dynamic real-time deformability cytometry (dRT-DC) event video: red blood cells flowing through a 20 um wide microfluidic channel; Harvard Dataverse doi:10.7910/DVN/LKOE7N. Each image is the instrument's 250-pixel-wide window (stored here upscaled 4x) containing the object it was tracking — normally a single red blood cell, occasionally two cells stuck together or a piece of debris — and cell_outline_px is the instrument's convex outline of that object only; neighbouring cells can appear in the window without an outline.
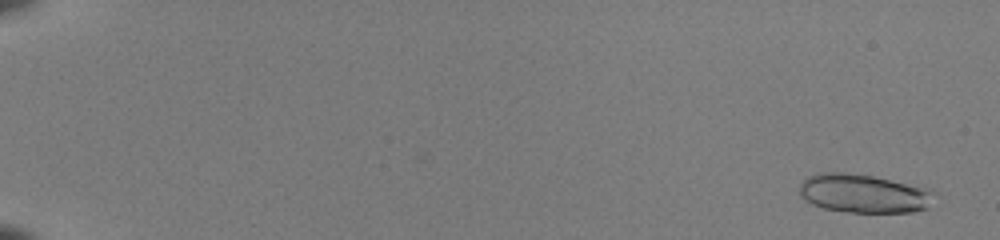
{"species": "common noctule bat (a hibernating species)", "species_latin": "Nyctalus noctula", "temperature_condition": "room temperature", "stored_images_in_passage": 20, "camera_frame_rate_fps": 3000, "um_per_image_px": 0.085, "animal": {"sex": "female", "body_mass_g": 22.0, "forearm_length_mm": 56.7}, "frame": {"image": 1, "passage_image": 3, "time_ms": 0.667, "image_size_px": [1000, 240], "cell_outline_px": [[928, 208], [912, 212], [848, 212], [824, 208], [812, 204], [804, 200], [800, 196], [800, 184], [808, 176], [820, 172], [844, 172], [872, 176], [928, 188]], "centroid_in_image_um": [73.29, 16.44], "position_along_channel_um": 11.7, "area_um2": 29.82}}
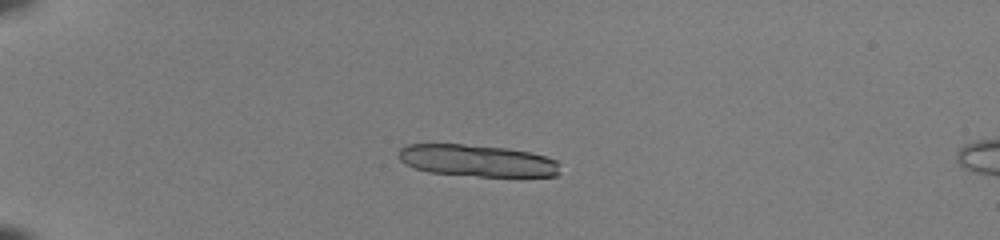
{"frame": {"image": 2, "passage_image": 16, "time_ms": 5.0, "image_size_px": [1000, 240], "cell_outline_px": [[560, 172], [556, 176], [476, 176], [428, 172], [404, 164], [396, 156], [400, 148], [404, 144], [464, 144], [508, 148], [532, 152], [556, 160]], "centroid_in_image_um": [40.51, 13.64], "position_along_channel_um": 44.5, "area_um2": 30.17}}